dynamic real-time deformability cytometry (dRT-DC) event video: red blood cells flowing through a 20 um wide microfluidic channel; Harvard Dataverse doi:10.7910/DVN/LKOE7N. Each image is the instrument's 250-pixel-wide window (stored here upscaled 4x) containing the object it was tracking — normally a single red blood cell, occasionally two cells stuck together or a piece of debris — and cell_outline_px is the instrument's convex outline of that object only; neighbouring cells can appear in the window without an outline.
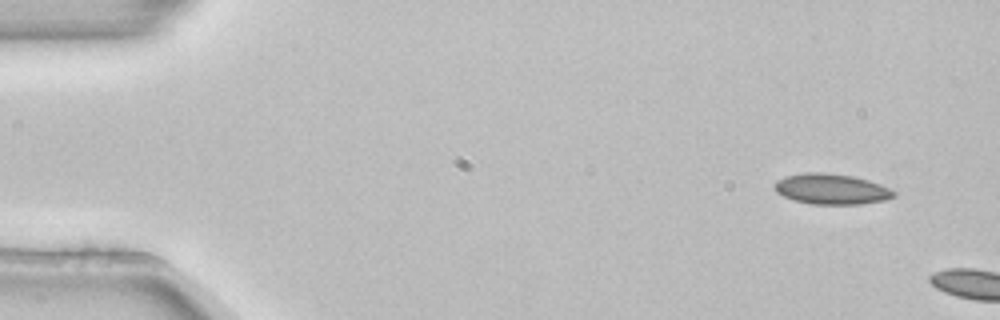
{"species": "common noctule bat (a hibernating species)", "species_latin": "Nyctalus noctula", "temperature_condition": "room temperature", "stored_images_in_passage": 2, "camera_frame_rate_fps": 3000, "um_per_image_px": 0.085, "animal": {"sex": "female", "body_mass_g": 22.7, "forearm_length_mm": 54.2}, "frame": {"image": 1, "passage_image": 1, "time_ms": 0.0, "image_size_px": [1000, 320], "cell_outline_px": [[896, 196], [884, 200], [860, 204], [812, 204], [796, 200], [784, 196], [776, 192], [776, 180], [784, 176], [804, 172], [824, 172], [852, 176], [868, 180], [880, 184], [896, 192]], "centroid_in_image_um": [70.68, 16.06], "position_along_channel_um": 14.3, "area_um2": 21.1}}